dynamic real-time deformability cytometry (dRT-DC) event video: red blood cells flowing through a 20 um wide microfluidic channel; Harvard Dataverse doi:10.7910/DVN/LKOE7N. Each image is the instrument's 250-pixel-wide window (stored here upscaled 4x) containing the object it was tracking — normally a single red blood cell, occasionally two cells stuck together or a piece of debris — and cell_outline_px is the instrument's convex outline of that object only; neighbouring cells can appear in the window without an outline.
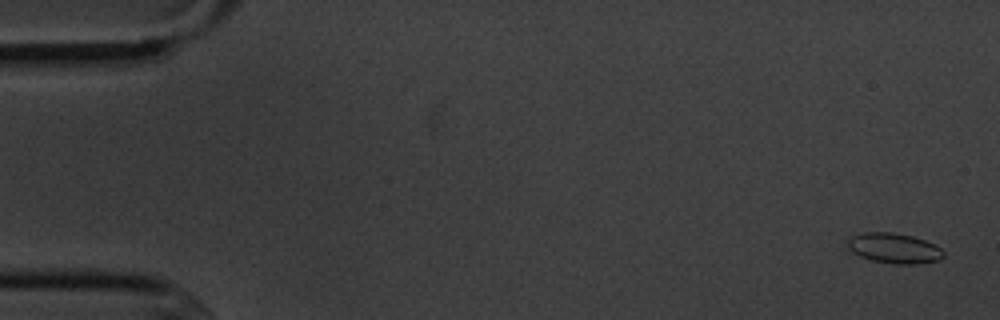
{"species": "common noctule bat (a hibernating species)", "species_latin": "Nyctalus noctula", "temperature_condition": "cold", "stored_images_in_passage": 5, "camera_frame_rate_fps": 3000, "um_per_image_px": 0.085, "animal": {"sex": "male", "body_mass_g": 20.1, "forearm_length_mm": 53.5}, "frame": {"image": 1, "passage_image": 1, "time_ms": 0.0, "image_size_px": [1000, 320], "cell_outline_px": [[944, 256], [940, 260], [916, 264], [896, 264], [872, 260], [860, 256], [852, 252], [848, 248], [848, 240], [852, 236], [864, 232], [892, 232], [912, 236], [924, 240], [940, 248], [944, 252]], "centroid_in_image_um": [76.0, 21.1], "position_along_channel_um": 9.0, "area_um2": 16.76}}